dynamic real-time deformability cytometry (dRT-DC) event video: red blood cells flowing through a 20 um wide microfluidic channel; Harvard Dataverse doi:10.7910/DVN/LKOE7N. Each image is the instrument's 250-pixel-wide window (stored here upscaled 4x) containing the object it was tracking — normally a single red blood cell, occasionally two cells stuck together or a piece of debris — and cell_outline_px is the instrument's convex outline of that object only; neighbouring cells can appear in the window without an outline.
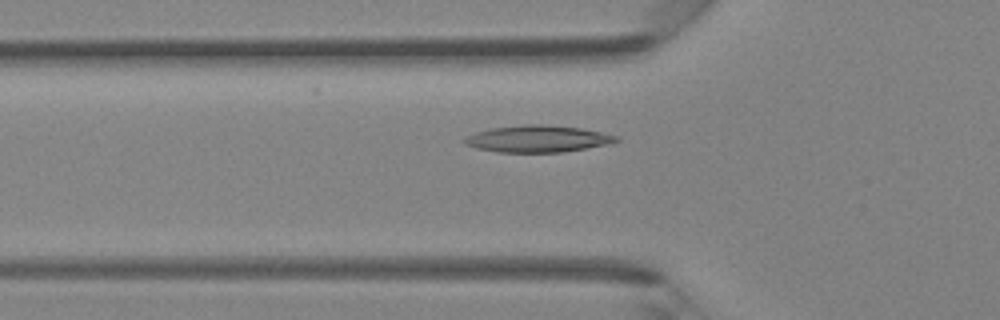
{"species": "Egyptian fruit bat (a non-hibernating species)", "species_latin": "Rousettus aegyptiacus", "temperature_condition": "room temperature", "stored_images_in_passage": 37, "camera_frame_rate_fps": 3000, "um_per_image_px": 0.085, "animal": {"sex": "female"}, "frame": {"image": 1, "passage_image": 15, "time_ms": 4.667, "image_size_px": [1000, 320], "cell_outline_px": [[620, 140], [608, 144], [560, 152], [496, 152], [476, 148], [464, 144], [464, 140], [468, 136], [476, 132], [492, 128], [524, 124], [544, 124], [580, 128], [620, 136]], "centroid_in_image_um": [45.7, 11.79], "position_along_channel_um": 80.1, "area_um2": 23.52}}
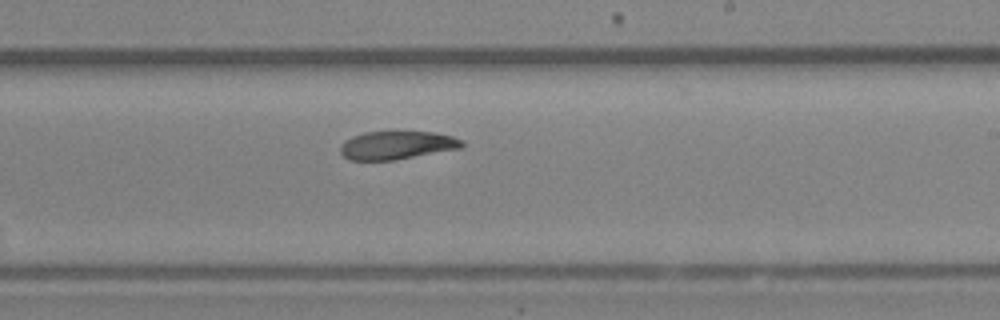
{"frame": {"image": 2, "passage_image": 26, "time_ms": 8.333, "image_size_px": [1000, 320], "cell_outline_px": [[464, 144], [460, 148], [396, 160], [348, 160], [340, 152], [340, 144], [344, 140], [352, 136], [364, 132], [436, 132], [452, 136], [464, 140]], "centroid_in_image_um": [33.71, 12.34], "position_along_channel_um": 255.3, "area_um2": 20.11}}
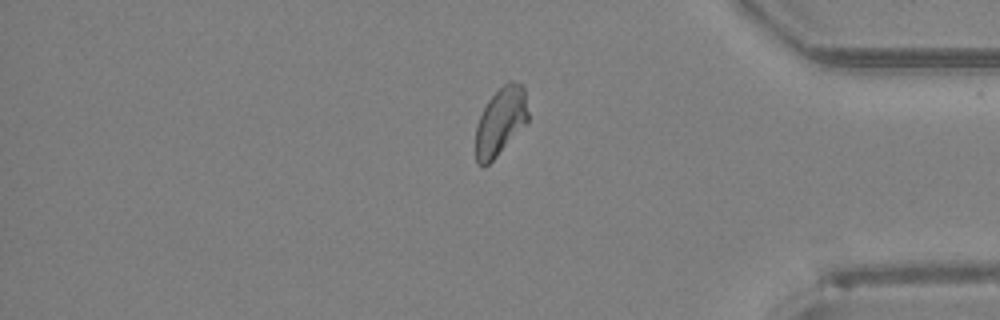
{"frame": {"image": 3, "passage_image": 36, "time_ms": 11.667, "image_size_px": [1000, 320], "cell_outline_px": [[528, 120], [496, 156], [484, 168], [480, 168], [476, 164], [476, 124], [488, 100], [508, 80], [512, 80], [524, 84], [528, 112]], "centroid_in_image_um": [42.54, 10.3], "position_along_channel_um": 392.7, "area_um2": 20.63}}